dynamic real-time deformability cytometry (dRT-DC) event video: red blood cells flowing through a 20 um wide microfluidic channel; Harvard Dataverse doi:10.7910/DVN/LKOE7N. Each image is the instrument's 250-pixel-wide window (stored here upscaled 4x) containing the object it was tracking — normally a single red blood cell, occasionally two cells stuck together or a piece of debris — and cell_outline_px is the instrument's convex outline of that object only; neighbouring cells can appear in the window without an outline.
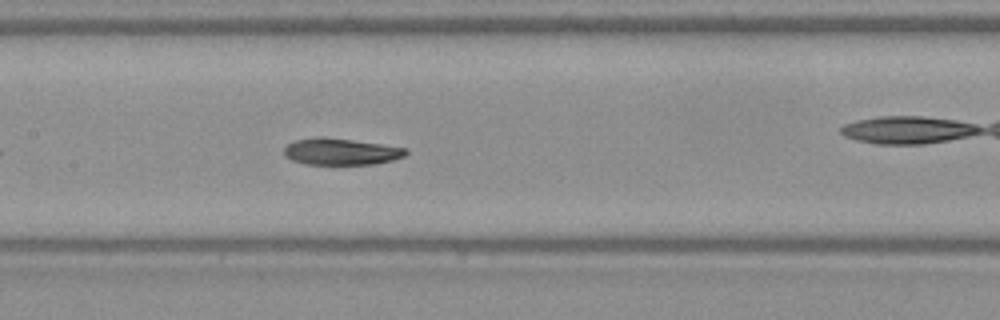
{"species": "Egyptian fruit bat (a non-hibernating species)", "species_latin": "Rousettus aegyptiacus", "temperature_condition": "warm", "stored_images_in_passage": 42, "camera_frame_rate_fps": 3000, "um_per_image_px": 0.085, "frame": {"image": 1, "passage_image": 13, "time_ms": 4.0, "image_size_px": [1000, 320], "cell_outline_px": [[408, 152], [404, 156], [392, 160], [376, 164], [304, 164], [292, 160], [284, 156], [284, 148], [292, 140], [352, 140], [408, 148]], "centroid_in_image_um": [29.03, 12.94], "position_along_channel_um": 178.4, "area_um2": 18.09}}
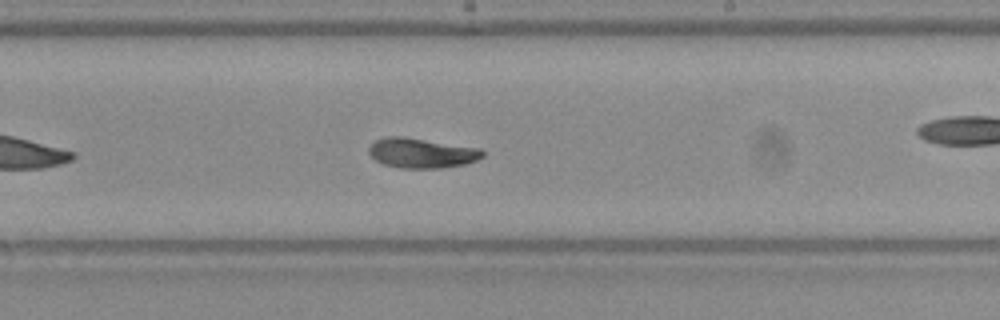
{"frame": {"image": 2, "passage_image": 19, "time_ms": 6.0, "image_size_px": [1000, 320], "cell_outline_px": [[484, 156], [476, 160], [464, 164], [440, 168], [400, 168], [384, 164], [376, 160], [368, 152], [368, 148], [376, 140], [388, 136], [404, 136], [480, 148], [484, 152]], "centroid_in_image_um": [35.84, 13.0], "position_along_channel_um": 253.2, "area_um2": 19.77}, "authors_computed_cell_mechanics": {"area_um2": 19.5364, "velocity_mm_per_s": 3.7554, "shape_relaxation_time_tau1_ms": 7.6838, "shape_relaxation_time_tau2_ms": 9.7359, "deformation_change_tau1": 0.2312, "deformation_change_tau2": 0.1536}}